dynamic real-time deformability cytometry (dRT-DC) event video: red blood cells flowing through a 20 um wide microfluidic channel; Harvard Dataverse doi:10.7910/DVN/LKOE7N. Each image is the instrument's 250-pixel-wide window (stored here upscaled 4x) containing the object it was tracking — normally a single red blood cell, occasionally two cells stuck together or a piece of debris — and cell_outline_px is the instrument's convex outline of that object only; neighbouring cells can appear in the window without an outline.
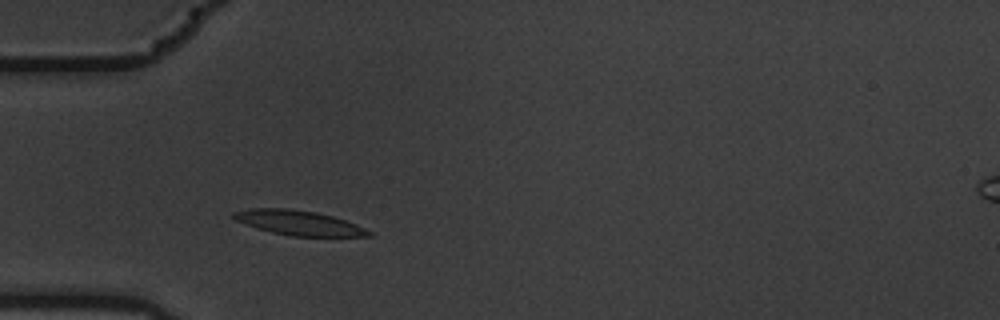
{"species": "common noctule bat (a hibernating species)", "species_latin": "Nyctalus noctula", "temperature_condition": "warm", "stored_images_in_passage": 3, "camera_frame_rate_fps": 3000, "um_per_image_px": 0.085, "animal": {"sex": "male", "body_mass_g": 19.5, "forearm_length_mm": 54.6}, "frame": {"image": 1, "passage_image": 2, "time_ms": 0.333, "image_size_px": [1000, 320], "cell_outline_px": [[372, 236], [292, 236], [272, 232], [256, 228], [236, 220], [232, 216], [232, 212], [252, 208], [288, 208], [316, 212], [332, 216], [356, 224], [372, 232]], "centroid_in_image_um": [25.38, 18.93], "position_along_channel_um": 59.6, "area_um2": 19.31}}